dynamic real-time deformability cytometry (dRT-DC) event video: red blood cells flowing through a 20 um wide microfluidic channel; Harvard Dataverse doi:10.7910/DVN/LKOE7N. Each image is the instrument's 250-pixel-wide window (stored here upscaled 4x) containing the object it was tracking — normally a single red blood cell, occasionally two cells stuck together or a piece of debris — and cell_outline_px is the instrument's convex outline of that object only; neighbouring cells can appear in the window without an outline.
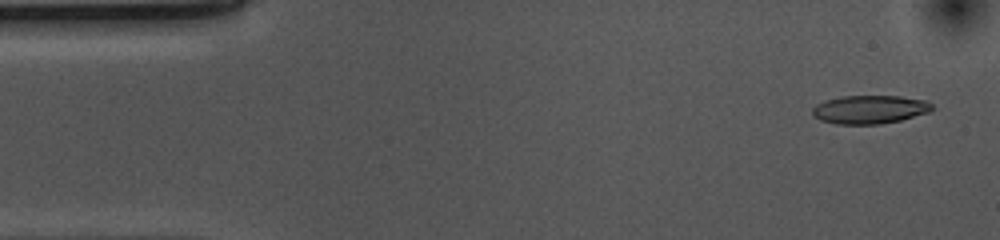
{"species": "common noctule bat (a hibernating species)", "species_latin": "Nyctalus noctula", "temperature_condition": "cold", "stored_images_in_passage": 52, "camera_frame_rate_fps": 3000, "um_per_image_px": 0.085, "animal": {"sex": "female", "body_mass_g": 10.0, "forearm_length_mm": 53.1}, "frame": {"image": 1, "passage_image": 2, "time_ms": 0.333, "image_size_px": [1000, 240], "cell_outline_px": [[936, 108], [928, 112], [900, 120], [880, 124], [836, 124], [820, 120], [812, 116], [812, 108], [816, 104], [840, 96], [900, 96], [928, 100]], "centroid_in_image_um": [73.94, 9.3], "position_along_channel_um": 11.1, "area_um2": 19.94}}
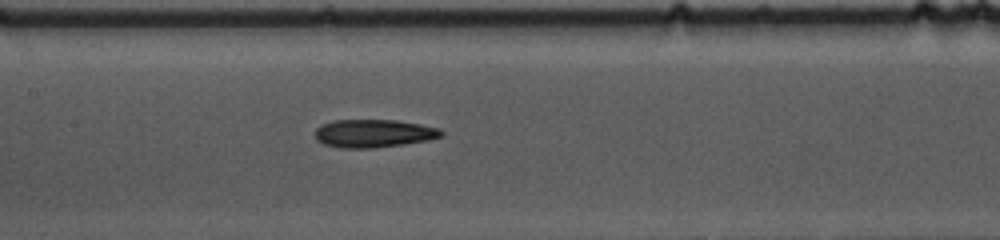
{"frame": {"image": 2, "passage_image": 23, "time_ms": 7.333, "image_size_px": [1000, 240], "cell_outline_px": [[444, 132], [440, 136], [428, 140], [404, 144], [372, 148], [340, 148], [324, 144], [316, 140], [316, 128], [320, 124], [332, 120], [396, 120], [420, 124], [440, 128]], "centroid_in_image_um": [31.74, 11.33], "position_along_channel_um": 175.7, "area_um2": 20.69}}
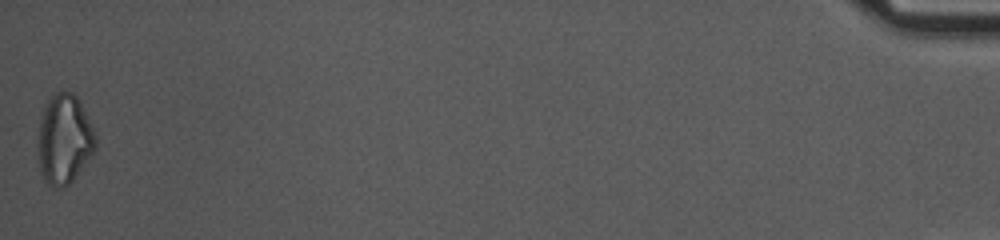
{"frame": {"image": 3, "passage_image": 52, "time_ms": 17.0, "image_size_px": [1000, 240], "cell_outline_px": [[96, 148], [72, 180], [68, 184], [60, 188], [48, 184], [40, 172], [40, 120], [44, 108], [48, 100], [56, 92], [72, 92], [80, 100], [96, 136]], "centroid_in_image_um": [5.49, 11.81], "position_along_channel_um": 429.7, "area_um2": 29.19}, "authors_computed_cell_mechanics": {"area_um2": 20.5479, "velocity_mm_per_s": 3.7079, "shape_relaxation_time_tau1_ms": 6.7499, "shape_relaxation_time_tau2_ms": null, "deformation_change_tau1": 0.1607, "deformation_change_tau2": null}}